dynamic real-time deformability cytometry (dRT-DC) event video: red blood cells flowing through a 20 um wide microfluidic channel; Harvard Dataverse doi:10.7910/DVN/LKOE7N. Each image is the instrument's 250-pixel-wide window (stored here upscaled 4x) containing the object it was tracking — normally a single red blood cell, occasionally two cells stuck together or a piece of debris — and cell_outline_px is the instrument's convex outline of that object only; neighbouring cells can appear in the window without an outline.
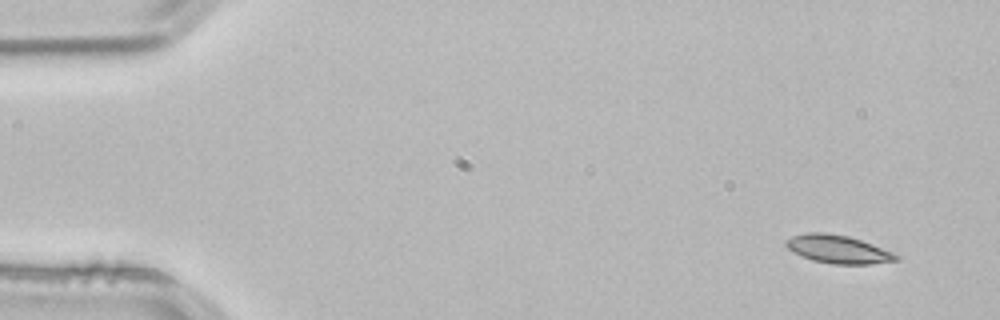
{"species": "common noctule bat (a hibernating species)", "species_latin": "Nyctalus noctula", "temperature_condition": "room temperature", "stored_images_in_passage": 30, "camera_frame_rate_fps": 3000, "um_per_image_px": 0.085, "animal": {"sex": "male", "body_mass_g": 21.5, "forearm_length_mm": 52.0}, "frame": {"image": 1, "passage_image": 1, "time_ms": 0.0, "image_size_px": [1000, 320], "cell_outline_px": [[900, 260], [868, 264], [832, 264], [812, 260], [792, 252], [784, 244], [784, 240], [792, 236], [808, 232], [824, 232], [848, 236], [872, 244], [892, 252], [900, 256]], "centroid_in_image_um": [71.2, 21.18], "position_along_channel_um": 13.8, "area_um2": 18.09}}
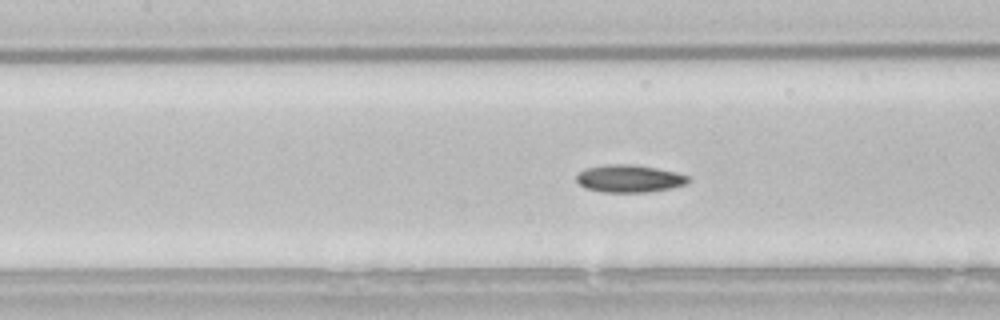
{"frame": {"image": 2, "passage_image": 21, "time_ms": 6.667, "image_size_px": [1000, 320], "cell_outline_px": [[692, 180], [688, 184], [648, 192], [600, 192], [584, 188], [576, 180], [576, 176], [580, 172], [588, 168], [608, 164], [632, 164], [656, 168], [676, 172], [688, 176]], "centroid_in_image_um": [53.51, 15.18], "position_along_channel_um": 153.9, "area_um2": 17.92}}
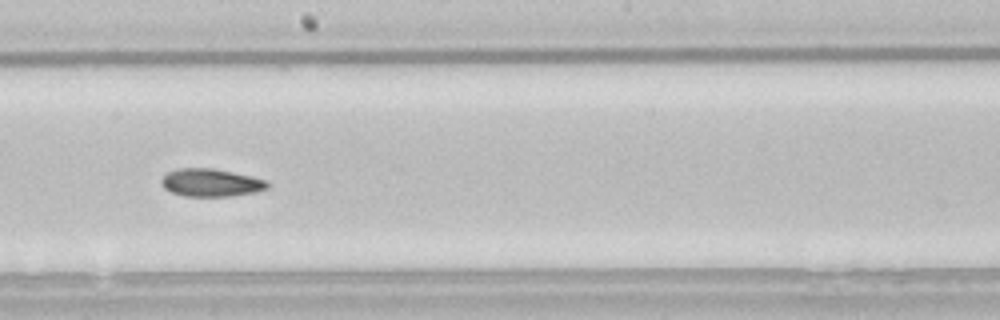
{"frame": {"image": 3, "passage_image": 27, "time_ms": 8.667, "image_size_px": [1000, 320], "cell_outline_px": [[268, 188], [252, 192], [228, 196], [184, 196], [172, 192], [164, 188], [160, 180], [168, 172], [176, 168], [212, 168], [232, 172], [268, 180]], "centroid_in_image_um": [17.9, 15.52], "position_along_channel_um": 230.3, "area_um2": 16.99}}